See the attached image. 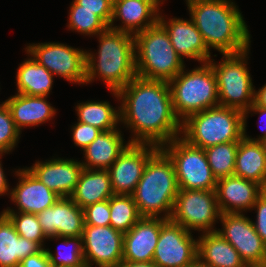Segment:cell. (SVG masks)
Returning a JSON list of instances; mask_svg holds the SVG:
<instances>
[{"instance_id":"6da1fadb","label":"cell","mask_w":266,"mask_h":267,"mask_svg":"<svg viewBox=\"0 0 266 267\" xmlns=\"http://www.w3.org/2000/svg\"><path fill=\"white\" fill-rule=\"evenodd\" d=\"M110 92L120 101V123L131 130L130 143L161 147L181 136L167 81L136 76L119 91Z\"/></svg>"},{"instance_id":"7a4b0ae2","label":"cell","mask_w":266,"mask_h":267,"mask_svg":"<svg viewBox=\"0 0 266 267\" xmlns=\"http://www.w3.org/2000/svg\"><path fill=\"white\" fill-rule=\"evenodd\" d=\"M186 4L209 51L237 54L251 47L248 26L233 0H186Z\"/></svg>"},{"instance_id":"3957f363","label":"cell","mask_w":266,"mask_h":267,"mask_svg":"<svg viewBox=\"0 0 266 267\" xmlns=\"http://www.w3.org/2000/svg\"><path fill=\"white\" fill-rule=\"evenodd\" d=\"M97 37L98 53L86 52V84L100 78L108 90L119 91L137 76L134 35L108 28Z\"/></svg>"},{"instance_id":"277c9868","label":"cell","mask_w":266,"mask_h":267,"mask_svg":"<svg viewBox=\"0 0 266 267\" xmlns=\"http://www.w3.org/2000/svg\"><path fill=\"white\" fill-rule=\"evenodd\" d=\"M178 190L174 165L159 148L149 158L132 196L141 217L169 219Z\"/></svg>"},{"instance_id":"5b68a950","label":"cell","mask_w":266,"mask_h":267,"mask_svg":"<svg viewBox=\"0 0 266 267\" xmlns=\"http://www.w3.org/2000/svg\"><path fill=\"white\" fill-rule=\"evenodd\" d=\"M180 137L202 149L240 141L244 137V112L219 105L194 113L181 122Z\"/></svg>"},{"instance_id":"8992f818","label":"cell","mask_w":266,"mask_h":267,"mask_svg":"<svg viewBox=\"0 0 266 267\" xmlns=\"http://www.w3.org/2000/svg\"><path fill=\"white\" fill-rule=\"evenodd\" d=\"M138 77L169 82L185 67L175 52L165 28L157 22L134 35Z\"/></svg>"},{"instance_id":"52a82bcc","label":"cell","mask_w":266,"mask_h":267,"mask_svg":"<svg viewBox=\"0 0 266 267\" xmlns=\"http://www.w3.org/2000/svg\"><path fill=\"white\" fill-rule=\"evenodd\" d=\"M173 111L182 122L188 116L219 106L217 78L209 62L185 68L169 82Z\"/></svg>"},{"instance_id":"ba28073f","label":"cell","mask_w":266,"mask_h":267,"mask_svg":"<svg viewBox=\"0 0 266 267\" xmlns=\"http://www.w3.org/2000/svg\"><path fill=\"white\" fill-rule=\"evenodd\" d=\"M249 52L250 48L237 54H224L218 64L214 59L209 60L217 78L220 106L245 112L254 103L255 87L247 67Z\"/></svg>"},{"instance_id":"9c48e42d","label":"cell","mask_w":266,"mask_h":267,"mask_svg":"<svg viewBox=\"0 0 266 267\" xmlns=\"http://www.w3.org/2000/svg\"><path fill=\"white\" fill-rule=\"evenodd\" d=\"M171 159L179 189L216 190L217 179L208 164L204 149L177 137L160 147Z\"/></svg>"},{"instance_id":"30bf717a","label":"cell","mask_w":266,"mask_h":267,"mask_svg":"<svg viewBox=\"0 0 266 267\" xmlns=\"http://www.w3.org/2000/svg\"><path fill=\"white\" fill-rule=\"evenodd\" d=\"M220 216L216 190L179 189L169 219L191 233H208L217 231Z\"/></svg>"},{"instance_id":"8fae6325","label":"cell","mask_w":266,"mask_h":267,"mask_svg":"<svg viewBox=\"0 0 266 267\" xmlns=\"http://www.w3.org/2000/svg\"><path fill=\"white\" fill-rule=\"evenodd\" d=\"M25 51L54 76L70 83L86 84V50L59 42H44L29 43Z\"/></svg>"},{"instance_id":"7c38bea8","label":"cell","mask_w":266,"mask_h":267,"mask_svg":"<svg viewBox=\"0 0 266 267\" xmlns=\"http://www.w3.org/2000/svg\"><path fill=\"white\" fill-rule=\"evenodd\" d=\"M197 244L191 232L167 219L161 225L152 262L157 267H188L198 259Z\"/></svg>"},{"instance_id":"4fadbf2b","label":"cell","mask_w":266,"mask_h":267,"mask_svg":"<svg viewBox=\"0 0 266 267\" xmlns=\"http://www.w3.org/2000/svg\"><path fill=\"white\" fill-rule=\"evenodd\" d=\"M124 234L112 226L84 225L82 250L85 267H117L122 262Z\"/></svg>"},{"instance_id":"5bb4252c","label":"cell","mask_w":266,"mask_h":267,"mask_svg":"<svg viewBox=\"0 0 266 267\" xmlns=\"http://www.w3.org/2000/svg\"><path fill=\"white\" fill-rule=\"evenodd\" d=\"M222 229H217L239 253L245 264L266 262V245L256 233L252 219L242 213H223L219 220Z\"/></svg>"},{"instance_id":"9a60e30c","label":"cell","mask_w":266,"mask_h":267,"mask_svg":"<svg viewBox=\"0 0 266 267\" xmlns=\"http://www.w3.org/2000/svg\"><path fill=\"white\" fill-rule=\"evenodd\" d=\"M160 147L152 144L130 143L107 169L114 194L132 195L149 158Z\"/></svg>"},{"instance_id":"2e32d148","label":"cell","mask_w":266,"mask_h":267,"mask_svg":"<svg viewBox=\"0 0 266 267\" xmlns=\"http://www.w3.org/2000/svg\"><path fill=\"white\" fill-rule=\"evenodd\" d=\"M18 183L10 189V199L18 210L7 209L2 212H25L39 214L50 208L60 197L43 184L27 167L15 170Z\"/></svg>"},{"instance_id":"e0dca14e","label":"cell","mask_w":266,"mask_h":267,"mask_svg":"<svg viewBox=\"0 0 266 267\" xmlns=\"http://www.w3.org/2000/svg\"><path fill=\"white\" fill-rule=\"evenodd\" d=\"M37 216L47 237H82L84 211L70 197H60Z\"/></svg>"},{"instance_id":"ac0fdd59","label":"cell","mask_w":266,"mask_h":267,"mask_svg":"<svg viewBox=\"0 0 266 267\" xmlns=\"http://www.w3.org/2000/svg\"><path fill=\"white\" fill-rule=\"evenodd\" d=\"M165 0H113L110 29L135 35L156 24ZM121 25H114L115 21Z\"/></svg>"},{"instance_id":"d6986e66","label":"cell","mask_w":266,"mask_h":267,"mask_svg":"<svg viewBox=\"0 0 266 267\" xmlns=\"http://www.w3.org/2000/svg\"><path fill=\"white\" fill-rule=\"evenodd\" d=\"M160 14L158 22L165 28L175 52L182 60L185 57L197 60L200 64L209 62L211 52L191 18L186 20L174 17L166 20L161 11Z\"/></svg>"},{"instance_id":"ffe728a7","label":"cell","mask_w":266,"mask_h":267,"mask_svg":"<svg viewBox=\"0 0 266 267\" xmlns=\"http://www.w3.org/2000/svg\"><path fill=\"white\" fill-rule=\"evenodd\" d=\"M43 184L59 197H70L83 170L81 161L64 158L36 161L27 167Z\"/></svg>"},{"instance_id":"44dd1931","label":"cell","mask_w":266,"mask_h":267,"mask_svg":"<svg viewBox=\"0 0 266 267\" xmlns=\"http://www.w3.org/2000/svg\"><path fill=\"white\" fill-rule=\"evenodd\" d=\"M263 191L257 182L236 175L217 180L216 195L221 214L251 211Z\"/></svg>"},{"instance_id":"7402d4cb","label":"cell","mask_w":266,"mask_h":267,"mask_svg":"<svg viewBox=\"0 0 266 267\" xmlns=\"http://www.w3.org/2000/svg\"><path fill=\"white\" fill-rule=\"evenodd\" d=\"M165 218L142 217L124 233L122 261L152 262Z\"/></svg>"},{"instance_id":"603a6c76","label":"cell","mask_w":266,"mask_h":267,"mask_svg":"<svg viewBox=\"0 0 266 267\" xmlns=\"http://www.w3.org/2000/svg\"><path fill=\"white\" fill-rule=\"evenodd\" d=\"M4 103L20 132L25 127L31 128L48 122L56 115V109L47 101V96H28L16 93Z\"/></svg>"},{"instance_id":"cb8c5ba5","label":"cell","mask_w":266,"mask_h":267,"mask_svg":"<svg viewBox=\"0 0 266 267\" xmlns=\"http://www.w3.org/2000/svg\"><path fill=\"white\" fill-rule=\"evenodd\" d=\"M123 134L118 128L101 132L84 150L83 168L90 170H107L130 144L124 142Z\"/></svg>"},{"instance_id":"d4e9b609","label":"cell","mask_w":266,"mask_h":267,"mask_svg":"<svg viewBox=\"0 0 266 267\" xmlns=\"http://www.w3.org/2000/svg\"><path fill=\"white\" fill-rule=\"evenodd\" d=\"M43 248L18 235L10 219L0 213V267H19L20 262Z\"/></svg>"},{"instance_id":"484cf974","label":"cell","mask_w":266,"mask_h":267,"mask_svg":"<svg viewBox=\"0 0 266 267\" xmlns=\"http://www.w3.org/2000/svg\"><path fill=\"white\" fill-rule=\"evenodd\" d=\"M198 259L211 267H243L238 251L218 232L198 236Z\"/></svg>"},{"instance_id":"4316f807","label":"cell","mask_w":266,"mask_h":267,"mask_svg":"<svg viewBox=\"0 0 266 267\" xmlns=\"http://www.w3.org/2000/svg\"><path fill=\"white\" fill-rule=\"evenodd\" d=\"M113 195L114 192L108 170L83 168L70 198L83 209L90 204L108 200Z\"/></svg>"},{"instance_id":"83f0119b","label":"cell","mask_w":266,"mask_h":267,"mask_svg":"<svg viewBox=\"0 0 266 267\" xmlns=\"http://www.w3.org/2000/svg\"><path fill=\"white\" fill-rule=\"evenodd\" d=\"M234 175L251 180L266 188V154L259 141H239L235 159Z\"/></svg>"},{"instance_id":"f1b7e54d","label":"cell","mask_w":266,"mask_h":267,"mask_svg":"<svg viewBox=\"0 0 266 267\" xmlns=\"http://www.w3.org/2000/svg\"><path fill=\"white\" fill-rule=\"evenodd\" d=\"M30 58L19 64L16 74L17 93L28 96H48L54 75L40 65L27 51Z\"/></svg>"},{"instance_id":"f546056e","label":"cell","mask_w":266,"mask_h":267,"mask_svg":"<svg viewBox=\"0 0 266 267\" xmlns=\"http://www.w3.org/2000/svg\"><path fill=\"white\" fill-rule=\"evenodd\" d=\"M78 122L92 125L103 131L118 129L120 110L111 106L108 101L88 100L75 106Z\"/></svg>"},{"instance_id":"4dcf8cb0","label":"cell","mask_w":266,"mask_h":267,"mask_svg":"<svg viewBox=\"0 0 266 267\" xmlns=\"http://www.w3.org/2000/svg\"><path fill=\"white\" fill-rule=\"evenodd\" d=\"M109 207L110 226L123 234L142 218L132 195L114 194L109 199Z\"/></svg>"},{"instance_id":"1f68e13d","label":"cell","mask_w":266,"mask_h":267,"mask_svg":"<svg viewBox=\"0 0 266 267\" xmlns=\"http://www.w3.org/2000/svg\"><path fill=\"white\" fill-rule=\"evenodd\" d=\"M239 141L217 144L204 149L208 164L217 180L234 175Z\"/></svg>"},{"instance_id":"d6a6232c","label":"cell","mask_w":266,"mask_h":267,"mask_svg":"<svg viewBox=\"0 0 266 267\" xmlns=\"http://www.w3.org/2000/svg\"><path fill=\"white\" fill-rule=\"evenodd\" d=\"M47 239L62 240L61 245L65 246L64 248L59 247L56 254H53L50 251L51 248L45 249L49 257L50 264L53 267H85L82 250V237L51 236Z\"/></svg>"},{"instance_id":"836d02e7","label":"cell","mask_w":266,"mask_h":267,"mask_svg":"<svg viewBox=\"0 0 266 267\" xmlns=\"http://www.w3.org/2000/svg\"><path fill=\"white\" fill-rule=\"evenodd\" d=\"M13 223L18 235L31 241L37 242L45 248L44 241L48 238L38 221L37 214L25 212H3ZM44 245V246H43Z\"/></svg>"},{"instance_id":"e575fe53","label":"cell","mask_w":266,"mask_h":267,"mask_svg":"<svg viewBox=\"0 0 266 267\" xmlns=\"http://www.w3.org/2000/svg\"><path fill=\"white\" fill-rule=\"evenodd\" d=\"M67 28L81 35L97 36L109 26L98 16L88 10H69Z\"/></svg>"},{"instance_id":"d590c367","label":"cell","mask_w":266,"mask_h":267,"mask_svg":"<svg viewBox=\"0 0 266 267\" xmlns=\"http://www.w3.org/2000/svg\"><path fill=\"white\" fill-rule=\"evenodd\" d=\"M21 132L16 128L4 102L0 104V155L9 154L17 146Z\"/></svg>"},{"instance_id":"8d00e7d4","label":"cell","mask_w":266,"mask_h":267,"mask_svg":"<svg viewBox=\"0 0 266 267\" xmlns=\"http://www.w3.org/2000/svg\"><path fill=\"white\" fill-rule=\"evenodd\" d=\"M69 10L92 11L109 26L113 15V0H74Z\"/></svg>"},{"instance_id":"74e56055","label":"cell","mask_w":266,"mask_h":267,"mask_svg":"<svg viewBox=\"0 0 266 267\" xmlns=\"http://www.w3.org/2000/svg\"><path fill=\"white\" fill-rule=\"evenodd\" d=\"M85 225L108 226L110 225L109 199L90 204L83 208Z\"/></svg>"},{"instance_id":"f35d334b","label":"cell","mask_w":266,"mask_h":267,"mask_svg":"<svg viewBox=\"0 0 266 267\" xmlns=\"http://www.w3.org/2000/svg\"><path fill=\"white\" fill-rule=\"evenodd\" d=\"M71 128L72 130V140L74 145L80 147V149L84 150L90 143H92L97 136L102 132L100 129L85 124L82 122H78Z\"/></svg>"},{"instance_id":"ab89813d","label":"cell","mask_w":266,"mask_h":267,"mask_svg":"<svg viewBox=\"0 0 266 267\" xmlns=\"http://www.w3.org/2000/svg\"><path fill=\"white\" fill-rule=\"evenodd\" d=\"M251 210L257 213L256 220L252 221L255 231L266 245V194L264 192L257 198Z\"/></svg>"},{"instance_id":"60d3db41","label":"cell","mask_w":266,"mask_h":267,"mask_svg":"<svg viewBox=\"0 0 266 267\" xmlns=\"http://www.w3.org/2000/svg\"><path fill=\"white\" fill-rule=\"evenodd\" d=\"M19 267H53V266L50 264V260L46 253L45 248H43L40 252L24 258L20 262Z\"/></svg>"},{"instance_id":"b9f144b4","label":"cell","mask_w":266,"mask_h":267,"mask_svg":"<svg viewBox=\"0 0 266 267\" xmlns=\"http://www.w3.org/2000/svg\"><path fill=\"white\" fill-rule=\"evenodd\" d=\"M254 113V114H259L260 116L262 115L263 117H266V108H262L260 106H257L255 103H253L245 112H244V136L251 141H261L262 139L266 138V129H262L263 134L261 136L259 135L258 138H251V136H248L246 132V127H247V117L249 113ZM261 118V117H260ZM262 119V118H261ZM265 119V118H264Z\"/></svg>"},{"instance_id":"7bdbcfd3","label":"cell","mask_w":266,"mask_h":267,"mask_svg":"<svg viewBox=\"0 0 266 267\" xmlns=\"http://www.w3.org/2000/svg\"><path fill=\"white\" fill-rule=\"evenodd\" d=\"M3 155H0V196L2 195H10V187L8 180L6 179V176L4 174V169L2 167V158ZM8 193V194H7Z\"/></svg>"},{"instance_id":"ee69618b","label":"cell","mask_w":266,"mask_h":267,"mask_svg":"<svg viewBox=\"0 0 266 267\" xmlns=\"http://www.w3.org/2000/svg\"><path fill=\"white\" fill-rule=\"evenodd\" d=\"M254 103L257 106L266 108V84H264L258 91L255 88Z\"/></svg>"},{"instance_id":"f6af8a7d","label":"cell","mask_w":266,"mask_h":267,"mask_svg":"<svg viewBox=\"0 0 266 267\" xmlns=\"http://www.w3.org/2000/svg\"><path fill=\"white\" fill-rule=\"evenodd\" d=\"M117 267H157L153 262H127L122 261Z\"/></svg>"},{"instance_id":"bcb514c9","label":"cell","mask_w":266,"mask_h":267,"mask_svg":"<svg viewBox=\"0 0 266 267\" xmlns=\"http://www.w3.org/2000/svg\"><path fill=\"white\" fill-rule=\"evenodd\" d=\"M188 267H211V266L204 264L199 259H197L194 263L190 264Z\"/></svg>"},{"instance_id":"7dc6e473","label":"cell","mask_w":266,"mask_h":267,"mask_svg":"<svg viewBox=\"0 0 266 267\" xmlns=\"http://www.w3.org/2000/svg\"><path fill=\"white\" fill-rule=\"evenodd\" d=\"M243 267H266V262L261 264H245Z\"/></svg>"},{"instance_id":"c3c4849f","label":"cell","mask_w":266,"mask_h":267,"mask_svg":"<svg viewBox=\"0 0 266 267\" xmlns=\"http://www.w3.org/2000/svg\"><path fill=\"white\" fill-rule=\"evenodd\" d=\"M260 142H261L263 149H264V152L266 154V138L262 139Z\"/></svg>"}]
</instances>
